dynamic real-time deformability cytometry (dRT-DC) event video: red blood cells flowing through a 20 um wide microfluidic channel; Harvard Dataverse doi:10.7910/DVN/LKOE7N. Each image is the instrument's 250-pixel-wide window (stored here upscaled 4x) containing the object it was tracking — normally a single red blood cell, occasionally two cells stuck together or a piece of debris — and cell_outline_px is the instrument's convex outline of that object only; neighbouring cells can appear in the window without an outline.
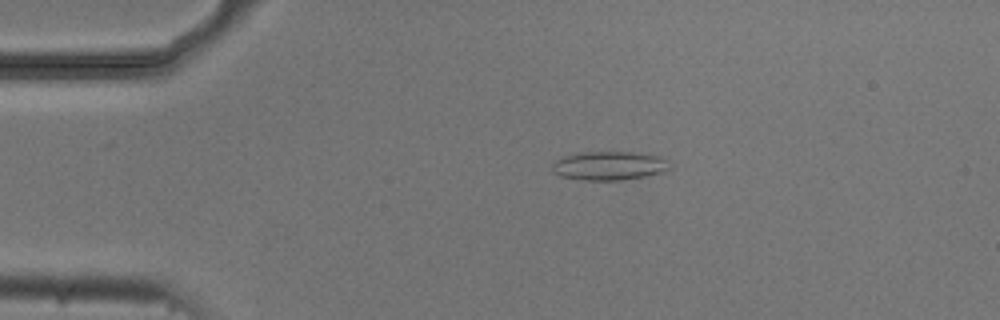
{"species": "common noctule bat (a hibernating species)", "species_latin": "Nyctalus noctula", "temperature_condition": "cold", "stored_images_in_passage": 5, "camera_frame_rate_fps": 3000, "um_per_image_px": 0.085, "animal": {"sex": "male", "body_mass_g": 20.5, "forearm_length_mm": 52.5}, "frame": {"image": 1, "passage_image": 4, "time_ms": 1.0, "image_size_px": [1000, 320], "cell_outline_px": [[668, 168], [664, 172], [648, 176], [620, 180], [584, 180], [560, 176], [552, 172], [552, 164], [560, 156], [580, 152], [632, 152], [656, 156], [668, 160]], "centroid_in_image_um": [51.72, 14.09], "position_along_channel_um": 33.3, "area_um2": 19.77}}